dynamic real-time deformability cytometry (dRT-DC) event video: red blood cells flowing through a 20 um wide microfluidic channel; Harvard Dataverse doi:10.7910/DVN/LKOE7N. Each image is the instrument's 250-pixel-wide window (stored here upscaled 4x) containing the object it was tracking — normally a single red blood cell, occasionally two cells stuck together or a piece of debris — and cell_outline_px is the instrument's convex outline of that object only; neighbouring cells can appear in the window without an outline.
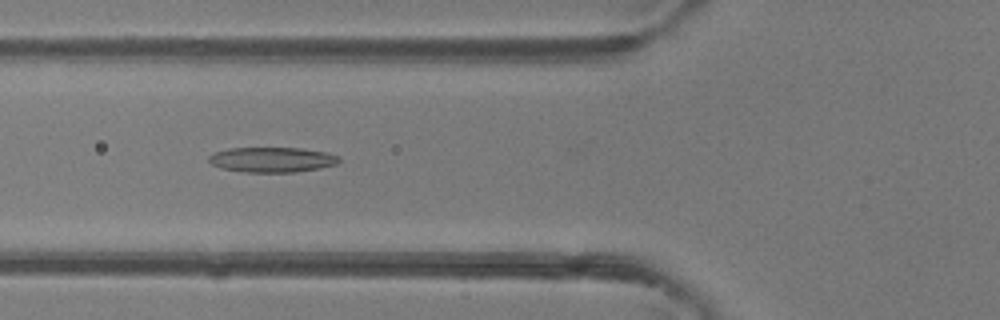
{"species": "common noctule bat (a hibernating species)", "species_latin": "Nyctalus noctula", "temperature_condition": "room temperature", "stored_images_in_passage": 34, "camera_frame_rate_fps": 3000, "um_per_image_px": 0.085, "animal": {"sex": "female"}, "frame": {"image": 1, "passage_image": 5, "time_ms": 1.333, "image_size_px": [1000, 320], "cell_outline_px": [[340, 160], [336, 164], [320, 168], [296, 172], [244, 172], [220, 168], [212, 164], [208, 160], [208, 156], [212, 152], [228, 148], [300, 148], [328, 152], [340, 156]], "centroid_in_image_um": [23.11, 13.57], "position_along_channel_um": 102.7, "area_um2": 19.25}}
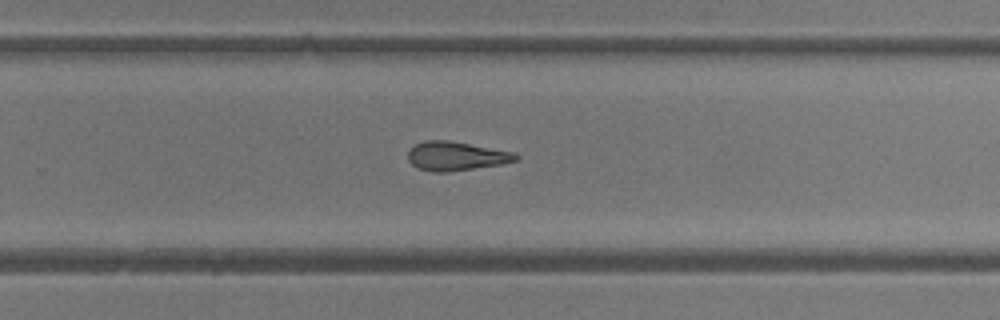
{"frame": {"image": 2, "passage_image": 18, "time_ms": 5.667, "image_size_px": [1000, 320], "cell_outline_px": [[520, 160], [500, 164], [448, 172], [432, 172], [416, 168], [408, 160], [408, 152], [416, 144], [424, 140], [448, 140], [516, 152], [520, 156]], "centroid_in_image_um": [38.79, 13.27], "position_along_channel_um": 291.0, "area_um2": 18.32}}
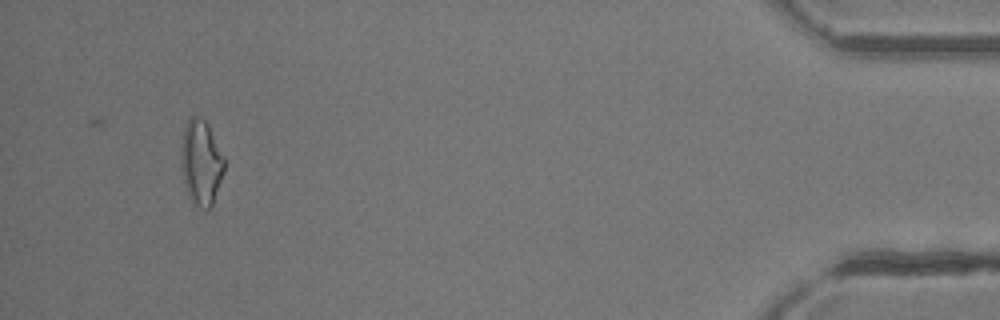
{"frame": {"image": 3, "passage_image": 32, "time_ms": 10.333, "image_size_px": [1000, 320], "cell_outline_px": [[224, 172], [212, 204], [208, 212], [204, 212], [192, 204], [188, 196], [180, 164], [180, 152], [184, 128], [188, 120], [192, 116], [204, 120], [208, 124], [224, 156]], "centroid_in_image_um": [17.08, 13.88], "position_along_channel_um": 418.1, "area_um2": 21.68}, "authors_computed_cell_mechanics": {"area_um2": 18.9006, "velocity_mm_per_s": 4.3421, "shape_relaxation_time_tau1_ms": null, "shape_relaxation_time_tau2_ms": 7.1197, "deformation_change_tau1": null, "deformation_change_tau2": 0.2272}}